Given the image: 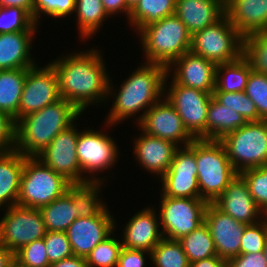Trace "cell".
Here are the masks:
<instances>
[{
	"label": "cell",
	"instance_id": "obj_6",
	"mask_svg": "<svg viewBox=\"0 0 267 267\" xmlns=\"http://www.w3.org/2000/svg\"><path fill=\"white\" fill-rule=\"evenodd\" d=\"M71 183L43 164L37 157H26L17 204L40 209L63 195Z\"/></svg>",
	"mask_w": 267,
	"mask_h": 267
},
{
	"label": "cell",
	"instance_id": "obj_36",
	"mask_svg": "<svg viewBox=\"0 0 267 267\" xmlns=\"http://www.w3.org/2000/svg\"><path fill=\"white\" fill-rule=\"evenodd\" d=\"M243 56L253 71L267 75V31L253 33L244 38Z\"/></svg>",
	"mask_w": 267,
	"mask_h": 267
},
{
	"label": "cell",
	"instance_id": "obj_12",
	"mask_svg": "<svg viewBox=\"0 0 267 267\" xmlns=\"http://www.w3.org/2000/svg\"><path fill=\"white\" fill-rule=\"evenodd\" d=\"M76 151L82 175H85V172L93 174L86 175L87 180L93 182H103L105 179L97 177L98 172L111 168L119 156V149L114 139L105 132L92 129L79 132Z\"/></svg>",
	"mask_w": 267,
	"mask_h": 267
},
{
	"label": "cell",
	"instance_id": "obj_17",
	"mask_svg": "<svg viewBox=\"0 0 267 267\" xmlns=\"http://www.w3.org/2000/svg\"><path fill=\"white\" fill-rule=\"evenodd\" d=\"M107 208L105 207L97 216L78 217L67 228L65 232L74 255L86 258L116 229L115 219Z\"/></svg>",
	"mask_w": 267,
	"mask_h": 267
},
{
	"label": "cell",
	"instance_id": "obj_52",
	"mask_svg": "<svg viewBox=\"0 0 267 267\" xmlns=\"http://www.w3.org/2000/svg\"><path fill=\"white\" fill-rule=\"evenodd\" d=\"M20 7L33 17L34 0H0V7Z\"/></svg>",
	"mask_w": 267,
	"mask_h": 267
},
{
	"label": "cell",
	"instance_id": "obj_51",
	"mask_svg": "<svg viewBox=\"0 0 267 267\" xmlns=\"http://www.w3.org/2000/svg\"><path fill=\"white\" fill-rule=\"evenodd\" d=\"M190 267H229L227 260L221 259L218 256L195 261L190 264Z\"/></svg>",
	"mask_w": 267,
	"mask_h": 267
},
{
	"label": "cell",
	"instance_id": "obj_5",
	"mask_svg": "<svg viewBox=\"0 0 267 267\" xmlns=\"http://www.w3.org/2000/svg\"><path fill=\"white\" fill-rule=\"evenodd\" d=\"M195 159L200 198L213 203L238 173L218 140L195 139Z\"/></svg>",
	"mask_w": 267,
	"mask_h": 267
},
{
	"label": "cell",
	"instance_id": "obj_56",
	"mask_svg": "<svg viewBox=\"0 0 267 267\" xmlns=\"http://www.w3.org/2000/svg\"><path fill=\"white\" fill-rule=\"evenodd\" d=\"M215 1L220 3L224 8H226L230 0H215Z\"/></svg>",
	"mask_w": 267,
	"mask_h": 267
},
{
	"label": "cell",
	"instance_id": "obj_11",
	"mask_svg": "<svg viewBox=\"0 0 267 267\" xmlns=\"http://www.w3.org/2000/svg\"><path fill=\"white\" fill-rule=\"evenodd\" d=\"M171 80L169 89H164V97L173 105L187 131L195 139L207 140V113L212 94Z\"/></svg>",
	"mask_w": 267,
	"mask_h": 267
},
{
	"label": "cell",
	"instance_id": "obj_33",
	"mask_svg": "<svg viewBox=\"0 0 267 267\" xmlns=\"http://www.w3.org/2000/svg\"><path fill=\"white\" fill-rule=\"evenodd\" d=\"M74 13L77 16L81 39H90L109 17L101 0H76Z\"/></svg>",
	"mask_w": 267,
	"mask_h": 267
},
{
	"label": "cell",
	"instance_id": "obj_41",
	"mask_svg": "<svg viewBox=\"0 0 267 267\" xmlns=\"http://www.w3.org/2000/svg\"><path fill=\"white\" fill-rule=\"evenodd\" d=\"M244 92L255 104L259 117L267 120V75L251 70Z\"/></svg>",
	"mask_w": 267,
	"mask_h": 267
},
{
	"label": "cell",
	"instance_id": "obj_29",
	"mask_svg": "<svg viewBox=\"0 0 267 267\" xmlns=\"http://www.w3.org/2000/svg\"><path fill=\"white\" fill-rule=\"evenodd\" d=\"M251 65L242 55L239 59L218 64L214 92H243L251 72Z\"/></svg>",
	"mask_w": 267,
	"mask_h": 267
},
{
	"label": "cell",
	"instance_id": "obj_18",
	"mask_svg": "<svg viewBox=\"0 0 267 267\" xmlns=\"http://www.w3.org/2000/svg\"><path fill=\"white\" fill-rule=\"evenodd\" d=\"M204 222L208 226L218 257L229 261L240 254L241 237L247 224L235 220L214 203H208Z\"/></svg>",
	"mask_w": 267,
	"mask_h": 267
},
{
	"label": "cell",
	"instance_id": "obj_1",
	"mask_svg": "<svg viewBox=\"0 0 267 267\" xmlns=\"http://www.w3.org/2000/svg\"><path fill=\"white\" fill-rule=\"evenodd\" d=\"M100 53L92 48L59 57L50 63L57 74L60 97L81 112L93 103H105L114 91Z\"/></svg>",
	"mask_w": 267,
	"mask_h": 267
},
{
	"label": "cell",
	"instance_id": "obj_20",
	"mask_svg": "<svg viewBox=\"0 0 267 267\" xmlns=\"http://www.w3.org/2000/svg\"><path fill=\"white\" fill-rule=\"evenodd\" d=\"M213 203L224 213L244 224H254L265 217V214L256 205L248 185L240 174L236 175Z\"/></svg>",
	"mask_w": 267,
	"mask_h": 267
},
{
	"label": "cell",
	"instance_id": "obj_23",
	"mask_svg": "<svg viewBox=\"0 0 267 267\" xmlns=\"http://www.w3.org/2000/svg\"><path fill=\"white\" fill-rule=\"evenodd\" d=\"M225 15L244 38L267 31V0H230Z\"/></svg>",
	"mask_w": 267,
	"mask_h": 267
},
{
	"label": "cell",
	"instance_id": "obj_31",
	"mask_svg": "<svg viewBox=\"0 0 267 267\" xmlns=\"http://www.w3.org/2000/svg\"><path fill=\"white\" fill-rule=\"evenodd\" d=\"M176 0H140L131 10L129 24L139 32L147 25L175 14Z\"/></svg>",
	"mask_w": 267,
	"mask_h": 267
},
{
	"label": "cell",
	"instance_id": "obj_55",
	"mask_svg": "<svg viewBox=\"0 0 267 267\" xmlns=\"http://www.w3.org/2000/svg\"><path fill=\"white\" fill-rule=\"evenodd\" d=\"M8 267H25L23 265H21L16 259H14Z\"/></svg>",
	"mask_w": 267,
	"mask_h": 267
},
{
	"label": "cell",
	"instance_id": "obj_19",
	"mask_svg": "<svg viewBox=\"0 0 267 267\" xmlns=\"http://www.w3.org/2000/svg\"><path fill=\"white\" fill-rule=\"evenodd\" d=\"M216 67L215 63L188 51L167 68V73L172 74L170 71L174 68V75L171 76L177 84L212 94L215 90Z\"/></svg>",
	"mask_w": 267,
	"mask_h": 267
},
{
	"label": "cell",
	"instance_id": "obj_34",
	"mask_svg": "<svg viewBox=\"0 0 267 267\" xmlns=\"http://www.w3.org/2000/svg\"><path fill=\"white\" fill-rule=\"evenodd\" d=\"M178 241L190 264L198 260L217 256L214 241L205 222Z\"/></svg>",
	"mask_w": 267,
	"mask_h": 267
},
{
	"label": "cell",
	"instance_id": "obj_16",
	"mask_svg": "<svg viewBox=\"0 0 267 267\" xmlns=\"http://www.w3.org/2000/svg\"><path fill=\"white\" fill-rule=\"evenodd\" d=\"M137 126L142 132L173 142L178 147H181V143L187 146L195 139L184 127L173 105L164 96L145 112Z\"/></svg>",
	"mask_w": 267,
	"mask_h": 267
},
{
	"label": "cell",
	"instance_id": "obj_53",
	"mask_svg": "<svg viewBox=\"0 0 267 267\" xmlns=\"http://www.w3.org/2000/svg\"><path fill=\"white\" fill-rule=\"evenodd\" d=\"M14 260V254L0 243V267H8Z\"/></svg>",
	"mask_w": 267,
	"mask_h": 267
},
{
	"label": "cell",
	"instance_id": "obj_37",
	"mask_svg": "<svg viewBox=\"0 0 267 267\" xmlns=\"http://www.w3.org/2000/svg\"><path fill=\"white\" fill-rule=\"evenodd\" d=\"M212 97L221 105L232 109L242 115L247 122H258L259 117L256 106L245 92H213Z\"/></svg>",
	"mask_w": 267,
	"mask_h": 267
},
{
	"label": "cell",
	"instance_id": "obj_43",
	"mask_svg": "<svg viewBox=\"0 0 267 267\" xmlns=\"http://www.w3.org/2000/svg\"><path fill=\"white\" fill-rule=\"evenodd\" d=\"M75 3L76 0H34L33 20L38 24L42 13L54 19L65 18L74 13Z\"/></svg>",
	"mask_w": 267,
	"mask_h": 267
},
{
	"label": "cell",
	"instance_id": "obj_27",
	"mask_svg": "<svg viewBox=\"0 0 267 267\" xmlns=\"http://www.w3.org/2000/svg\"><path fill=\"white\" fill-rule=\"evenodd\" d=\"M27 69L0 71V111L19 120V105L26 80Z\"/></svg>",
	"mask_w": 267,
	"mask_h": 267
},
{
	"label": "cell",
	"instance_id": "obj_46",
	"mask_svg": "<svg viewBox=\"0 0 267 267\" xmlns=\"http://www.w3.org/2000/svg\"><path fill=\"white\" fill-rule=\"evenodd\" d=\"M15 143L16 122L11 116L0 111V153L14 151Z\"/></svg>",
	"mask_w": 267,
	"mask_h": 267
},
{
	"label": "cell",
	"instance_id": "obj_10",
	"mask_svg": "<svg viewBox=\"0 0 267 267\" xmlns=\"http://www.w3.org/2000/svg\"><path fill=\"white\" fill-rule=\"evenodd\" d=\"M0 221V243L13 254L47 233L40 209L20 206L6 208Z\"/></svg>",
	"mask_w": 267,
	"mask_h": 267
},
{
	"label": "cell",
	"instance_id": "obj_25",
	"mask_svg": "<svg viewBox=\"0 0 267 267\" xmlns=\"http://www.w3.org/2000/svg\"><path fill=\"white\" fill-rule=\"evenodd\" d=\"M175 15L193 35L219 21L225 8L215 0H176Z\"/></svg>",
	"mask_w": 267,
	"mask_h": 267
},
{
	"label": "cell",
	"instance_id": "obj_40",
	"mask_svg": "<svg viewBox=\"0 0 267 267\" xmlns=\"http://www.w3.org/2000/svg\"><path fill=\"white\" fill-rule=\"evenodd\" d=\"M240 175L248 185L256 205L267 216V164L242 171Z\"/></svg>",
	"mask_w": 267,
	"mask_h": 267
},
{
	"label": "cell",
	"instance_id": "obj_38",
	"mask_svg": "<svg viewBox=\"0 0 267 267\" xmlns=\"http://www.w3.org/2000/svg\"><path fill=\"white\" fill-rule=\"evenodd\" d=\"M113 234L112 232L89 253L86 257L88 267H117L122 242L114 238Z\"/></svg>",
	"mask_w": 267,
	"mask_h": 267
},
{
	"label": "cell",
	"instance_id": "obj_28",
	"mask_svg": "<svg viewBox=\"0 0 267 267\" xmlns=\"http://www.w3.org/2000/svg\"><path fill=\"white\" fill-rule=\"evenodd\" d=\"M246 123L242 115L211 98L207 113V140L220 141Z\"/></svg>",
	"mask_w": 267,
	"mask_h": 267
},
{
	"label": "cell",
	"instance_id": "obj_39",
	"mask_svg": "<svg viewBox=\"0 0 267 267\" xmlns=\"http://www.w3.org/2000/svg\"><path fill=\"white\" fill-rule=\"evenodd\" d=\"M33 17L20 7H0V34L18 31H36Z\"/></svg>",
	"mask_w": 267,
	"mask_h": 267
},
{
	"label": "cell",
	"instance_id": "obj_47",
	"mask_svg": "<svg viewBox=\"0 0 267 267\" xmlns=\"http://www.w3.org/2000/svg\"><path fill=\"white\" fill-rule=\"evenodd\" d=\"M151 257V252L138 249L121 248L117 267H144L146 264L145 255Z\"/></svg>",
	"mask_w": 267,
	"mask_h": 267
},
{
	"label": "cell",
	"instance_id": "obj_44",
	"mask_svg": "<svg viewBox=\"0 0 267 267\" xmlns=\"http://www.w3.org/2000/svg\"><path fill=\"white\" fill-rule=\"evenodd\" d=\"M14 259L25 267H50L44 238L22 247L14 254Z\"/></svg>",
	"mask_w": 267,
	"mask_h": 267
},
{
	"label": "cell",
	"instance_id": "obj_7",
	"mask_svg": "<svg viewBox=\"0 0 267 267\" xmlns=\"http://www.w3.org/2000/svg\"><path fill=\"white\" fill-rule=\"evenodd\" d=\"M220 142L238 174L267 164V120L247 122Z\"/></svg>",
	"mask_w": 267,
	"mask_h": 267
},
{
	"label": "cell",
	"instance_id": "obj_50",
	"mask_svg": "<svg viewBox=\"0 0 267 267\" xmlns=\"http://www.w3.org/2000/svg\"><path fill=\"white\" fill-rule=\"evenodd\" d=\"M50 267H88L86 258L72 255L68 258L50 264Z\"/></svg>",
	"mask_w": 267,
	"mask_h": 267
},
{
	"label": "cell",
	"instance_id": "obj_42",
	"mask_svg": "<svg viewBox=\"0 0 267 267\" xmlns=\"http://www.w3.org/2000/svg\"><path fill=\"white\" fill-rule=\"evenodd\" d=\"M267 238V216L254 224H247L241 237L240 254L257 253L264 250Z\"/></svg>",
	"mask_w": 267,
	"mask_h": 267
},
{
	"label": "cell",
	"instance_id": "obj_15",
	"mask_svg": "<svg viewBox=\"0 0 267 267\" xmlns=\"http://www.w3.org/2000/svg\"><path fill=\"white\" fill-rule=\"evenodd\" d=\"M57 74L50 63L27 69L19 105V119L60 100Z\"/></svg>",
	"mask_w": 267,
	"mask_h": 267
},
{
	"label": "cell",
	"instance_id": "obj_54",
	"mask_svg": "<svg viewBox=\"0 0 267 267\" xmlns=\"http://www.w3.org/2000/svg\"><path fill=\"white\" fill-rule=\"evenodd\" d=\"M140 0H126L127 6L132 10Z\"/></svg>",
	"mask_w": 267,
	"mask_h": 267
},
{
	"label": "cell",
	"instance_id": "obj_30",
	"mask_svg": "<svg viewBox=\"0 0 267 267\" xmlns=\"http://www.w3.org/2000/svg\"><path fill=\"white\" fill-rule=\"evenodd\" d=\"M40 212L47 231L52 232H65L79 217L73 198L67 191L51 203L41 207Z\"/></svg>",
	"mask_w": 267,
	"mask_h": 267
},
{
	"label": "cell",
	"instance_id": "obj_32",
	"mask_svg": "<svg viewBox=\"0 0 267 267\" xmlns=\"http://www.w3.org/2000/svg\"><path fill=\"white\" fill-rule=\"evenodd\" d=\"M103 183L100 181H89L71 184L67 188V192L73 198V204L76 205L79 217L90 218L97 216L106 207L105 203L99 199V191Z\"/></svg>",
	"mask_w": 267,
	"mask_h": 267
},
{
	"label": "cell",
	"instance_id": "obj_2",
	"mask_svg": "<svg viewBox=\"0 0 267 267\" xmlns=\"http://www.w3.org/2000/svg\"><path fill=\"white\" fill-rule=\"evenodd\" d=\"M170 74L161 64L144 63L120 85L118 93H114V102L107 116L106 125L121 123L141 110L137 123L143 119L145 112L156 104L164 94L166 81Z\"/></svg>",
	"mask_w": 267,
	"mask_h": 267
},
{
	"label": "cell",
	"instance_id": "obj_3",
	"mask_svg": "<svg viewBox=\"0 0 267 267\" xmlns=\"http://www.w3.org/2000/svg\"><path fill=\"white\" fill-rule=\"evenodd\" d=\"M81 114L74 104L61 98L20 118L16 122L15 150L25 157H36L59 133L76 124Z\"/></svg>",
	"mask_w": 267,
	"mask_h": 267
},
{
	"label": "cell",
	"instance_id": "obj_49",
	"mask_svg": "<svg viewBox=\"0 0 267 267\" xmlns=\"http://www.w3.org/2000/svg\"><path fill=\"white\" fill-rule=\"evenodd\" d=\"M103 7L107 12L108 16L113 17L112 15L118 14V12L126 14L127 19H129L131 9L127 6L126 0H101Z\"/></svg>",
	"mask_w": 267,
	"mask_h": 267
},
{
	"label": "cell",
	"instance_id": "obj_8",
	"mask_svg": "<svg viewBox=\"0 0 267 267\" xmlns=\"http://www.w3.org/2000/svg\"><path fill=\"white\" fill-rule=\"evenodd\" d=\"M243 43L244 37L224 15L192 35L190 51L218 65L239 59L243 55Z\"/></svg>",
	"mask_w": 267,
	"mask_h": 267
},
{
	"label": "cell",
	"instance_id": "obj_45",
	"mask_svg": "<svg viewBox=\"0 0 267 267\" xmlns=\"http://www.w3.org/2000/svg\"><path fill=\"white\" fill-rule=\"evenodd\" d=\"M44 243L50 264L74 255L66 232L47 231Z\"/></svg>",
	"mask_w": 267,
	"mask_h": 267
},
{
	"label": "cell",
	"instance_id": "obj_9",
	"mask_svg": "<svg viewBox=\"0 0 267 267\" xmlns=\"http://www.w3.org/2000/svg\"><path fill=\"white\" fill-rule=\"evenodd\" d=\"M159 221L164 238L179 240L204 223L208 202L202 198H172L161 193Z\"/></svg>",
	"mask_w": 267,
	"mask_h": 267
},
{
	"label": "cell",
	"instance_id": "obj_21",
	"mask_svg": "<svg viewBox=\"0 0 267 267\" xmlns=\"http://www.w3.org/2000/svg\"><path fill=\"white\" fill-rule=\"evenodd\" d=\"M133 143L135 158L141 167L161 178L170 168L178 146L173 142L154 137L145 132Z\"/></svg>",
	"mask_w": 267,
	"mask_h": 267
},
{
	"label": "cell",
	"instance_id": "obj_22",
	"mask_svg": "<svg viewBox=\"0 0 267 267\" xmlns=\"http://www.w3.org/2000/svg\"><path fill=\"white\" fill-rule=\"evenodd\" d=\"M158 214L150 207L135 213L124 227L122 247L151 252L163 238Z\"/></svg>",
	"mask_w": 267,
	"mask_h": 267
},
{
	"label": "cell",
	"instance_id": "obj_57",
	"mask_svg": "<svg viewBox=\"0 0 267 267\" xmlns=\"http://www.w3.org/2000/svg\"><path fill=\"white\" fill-rule=\"evenodd\" d=\"M263 253H264V256H265L266 262H267V238H266V242H265Z\"/></svg>",
	"mask_w": 267,
	"mask_h": 267
},
{
	"label": "cell",
	"instance_id": "obj_14",
	"mask_svg": "<svg viewBox=\"0 0 267 267\" xmlns=\"http://www.w3.org/2000/svg\"><path fill=\"white\" fill-rule=\"evenodd\" d=\"M78 129L72 124L59 133L36 157L71 184L89 182L82 175L77 157Z\"/></svg>",
	"mask_w": 267,
	"mask_h": 267
},
{
	"label": "cell",
	"instance_id": "obj_35",
	"mask_svg": "<svg viewBox=\"0 0 267 267\" xmlns=\"http://www.w3.org/2000/svg\"><path fill=\"white\" fill-rule=\"evenodd\" d=\"M149 259L155 267H190L180 242L164 237L153 248Z\"/></svg>",
	"mask_w": 267,
	"mask_h": 267
},
{
	"label": "cell",
	"instance_id": "obj_13",
	"mask_svg": "<svg viewBox=\"0 0 267 267\" xmlns=\"http://www.w3.org/2000/svg\"><path fill=\"white\" fill-rule=\"evenodd\" d=\"M195 159V139L178 147L168 171L161 177L162 194L172 198H200Z\"/></svg>",
	"mask_w": 267,
	"mask_h": 267
},
{
	"label": "cell",
	"instance_id": "obj_24",
	"mask_svg": "<svg viewBox=\"0 0 267 267\" xmlns=\"http://www.w3.org/2000/svg\"><path fill=\"white\" fill-rule=\"evenodd\" d=\"M36 31H18L0 34V71L29 69L35 66L32 58V39Z\"/></svg>",
	"mask_w": 267,
	"mask_h": 267
},
{
	"label": "cell",
	"instance_id": "obj_48",
	"mask_svg": "<svg viewBox=\"0 0 267 267\" xmlns=\"http://www.w3.org/2000/svg\"><path fill=\"white\" fill-rule=\"evenodd\" d=\"M229 267H267L263 251L239 254L228 261Z\"/></svg>",
	"mask_w": 267,
	"mask_h": 267
},
{
	"label": "cell",
	"instance_id": "obj_26",
	"mask_svg": "<svg viewBox=\"0 0 267 267\" xmlns=\"http://www.w3.org/2000/svg\"><path fill=\"white\" fill-rule=\"evenodd\" d=\"M25 158L16 150L0 153V208L17 204Z\"/></svg>",
	"mask_w": 267,
	"mask_h": 267
},
{
	"label": "cell",
	"instance_id": "obj_4",
	"mask_svg": "<svg viewBox=\"0 0 267 267\" xmlns=\"http://www.w3.org/2000/svg\"><path fill=\"white\" fill-rule=\"evenodd\" d=\"M139 33L146 63L168 68L191 49L192 34L175 14L145 26Z\"/></svg>",
	"mask_w": 267,
	"mask_h": 267
}]
</instances>
